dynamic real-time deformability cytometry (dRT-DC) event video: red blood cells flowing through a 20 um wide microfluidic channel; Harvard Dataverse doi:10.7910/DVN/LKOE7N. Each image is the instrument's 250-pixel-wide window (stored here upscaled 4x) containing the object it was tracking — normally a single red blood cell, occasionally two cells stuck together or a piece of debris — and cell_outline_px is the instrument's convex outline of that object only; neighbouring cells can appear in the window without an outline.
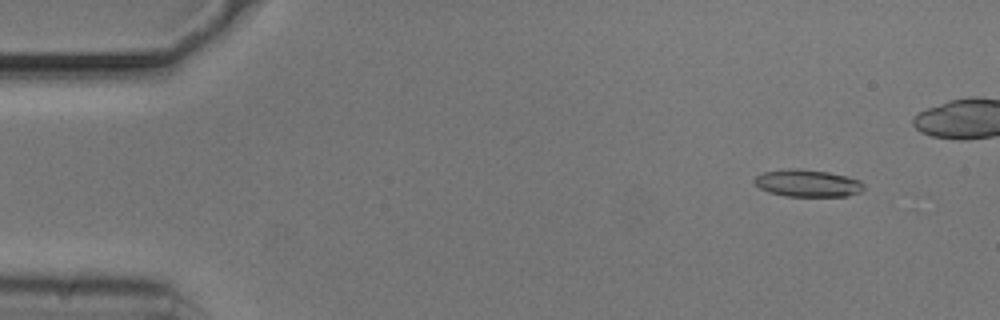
{"species": "common noctule bat (a hibernating species)", "species_latin": "Nyctalus noctula", "temperature_condition": "cold", "stored_images_in_passage": 24, "camera_frame_rate_fps": 3000, "um_per_image_px": 0.085, "animal": {"sex": "male", "body_mass_g": 20.5, "forearm_length_mm": 52.5}, "frame": {"image": 1, "passage_image": 5, "time_ms": 1.333, "image_size_px": [1000, 320], "cell_outline_px": [[864, 188], [860, 192], [848, 196], [788, 196], [768, 192], [760, 188], [752, 180], [756, 176], [764, 172], [788, 168], [796, 168], [828, 172], [860, 180], [864, 184]], "centroid_in_image_um": [68.64, 15.57], "position_along_channel_um": 16.4, "area_um2": 17.28}}
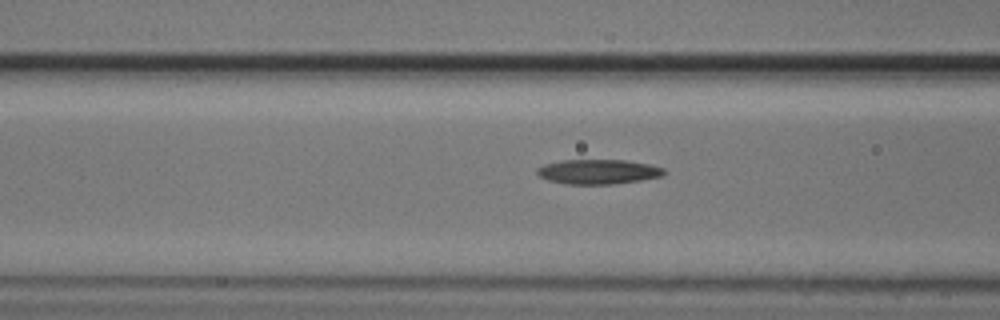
{"frame": {"image": 2, "passage_image": 21, "time_ms": 6.667, "image_size_px": [1000, 320], "cell_outline_px": [[664, 176], [640, 180], [612, 184], [568, 184], [548, 180], [540, 176], [536, 172], [536, 168], [544, 164], [564, 160], [624, 160], [648, 164], [664, 168]], "centroid_in_image_um": [50.83, 14.59], "position_along_channel_um": 115.8, "area_um2": 18.15}}
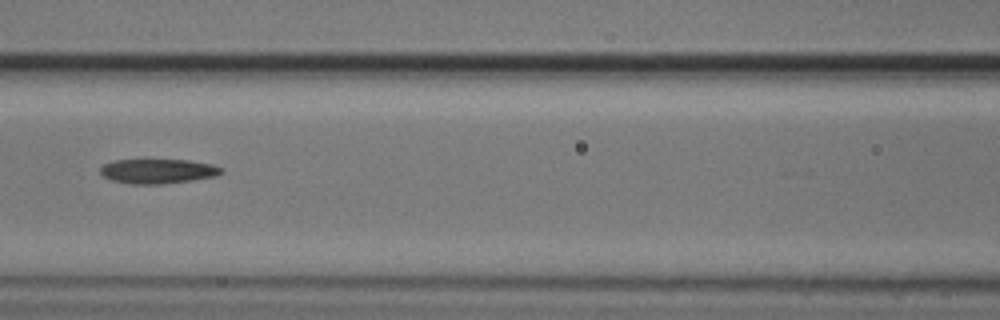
{"frame": {"image": 3, "passage_image": 24, "time_ms": 7.667, "image_size_px": [1000, 320], "cell_outline_px": [[224, 172], [216, 176], [192, 180], [160, 184], [128, 184], [112, 180], [104, 176], [100, 172], [100, 168], [104, 164], [112, 160], [144, 156], [188, 160], [212, 164], [224, 168]], "centroid_in_image_um": [13.39, 14.49], "position_along_channel_um": 153.2, "area_um2": 18.5}}